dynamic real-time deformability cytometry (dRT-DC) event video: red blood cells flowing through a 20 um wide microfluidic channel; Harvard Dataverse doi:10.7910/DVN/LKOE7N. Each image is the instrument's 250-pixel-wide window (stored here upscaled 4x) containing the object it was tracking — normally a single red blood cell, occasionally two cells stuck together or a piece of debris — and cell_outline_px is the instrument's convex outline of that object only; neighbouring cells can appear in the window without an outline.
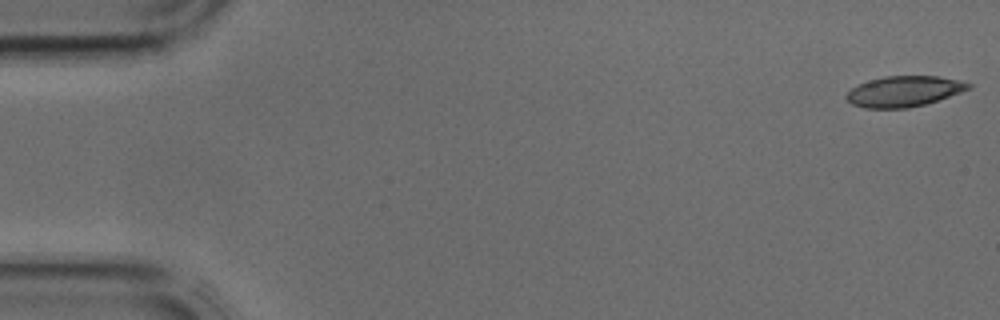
{"species": "common noctule bat (a hibernating species)", "species_latin": "Nyctalus noctula", "temperature_condition": "cold", "stored_images_in_passage": 6, "camera_frame_rate_fps": 3000, "um_per_image_px": 0.085, "animal": {"sex": "male", "body_mass_g": 17.9, "forearm_length_mm": 54.2}, "frame": {"image": 1, "passage_image": 1, "time_ms": 0.0, "image_size_px": [1000, 320], "cell_outline_px": [[972, 88], [924, 104], [908, 108], [864, 108], [852, 104], [844, 96], [856, 84], [868, 80], [884, 76], [936, 76], [960, 80], [972, 84]], "centroid_in_image_um": [76.8, 7.75], "position_along_channel_um": 8.2, "area_um2": 21.73}}